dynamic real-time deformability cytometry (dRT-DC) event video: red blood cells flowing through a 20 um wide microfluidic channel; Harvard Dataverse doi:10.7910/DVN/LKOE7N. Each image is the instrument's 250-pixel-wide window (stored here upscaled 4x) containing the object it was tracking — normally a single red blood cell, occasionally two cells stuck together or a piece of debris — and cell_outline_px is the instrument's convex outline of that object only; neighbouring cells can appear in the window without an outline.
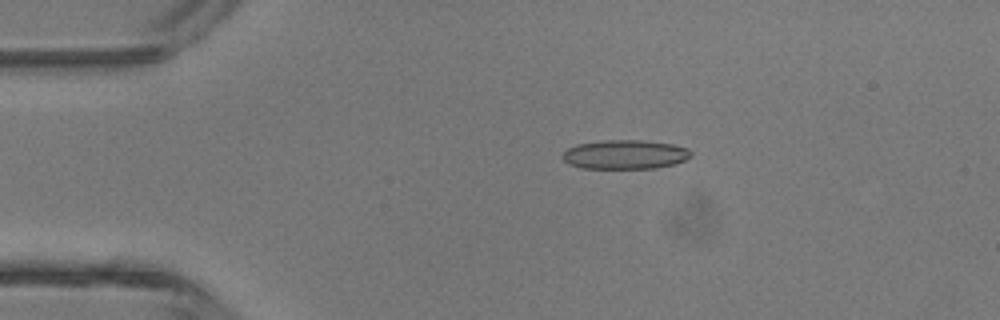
{"species": "common noctule bat (a hibernating species)", "species_latin": "Nyctalus noctula", "temperature_condition": "room temperature", "stored_images_in_passage": 4, "camera_frame_rate_fps": 3000, "um_per_image_px": 0.085, "animal": {"sex": "male", "body_mass_g": 13.3}, "frame": {"image": 1, "passage_image": 3, "time_ms": 2.333, "image_size_px": [1000, 320], "cell_outline_px": [[692, 156], [684, 160], [672, 164], [656, 168], [580, 168], [568, 164], [560, 156], [568, 148], [576, 144], [600, 140], [640, 140], [672, 144], [688, 148], [692, 152]], "centroid_in_image_um": [53.09, 13.13], "position_along_channel_um": 31.9, "area_um2": 21.91}}